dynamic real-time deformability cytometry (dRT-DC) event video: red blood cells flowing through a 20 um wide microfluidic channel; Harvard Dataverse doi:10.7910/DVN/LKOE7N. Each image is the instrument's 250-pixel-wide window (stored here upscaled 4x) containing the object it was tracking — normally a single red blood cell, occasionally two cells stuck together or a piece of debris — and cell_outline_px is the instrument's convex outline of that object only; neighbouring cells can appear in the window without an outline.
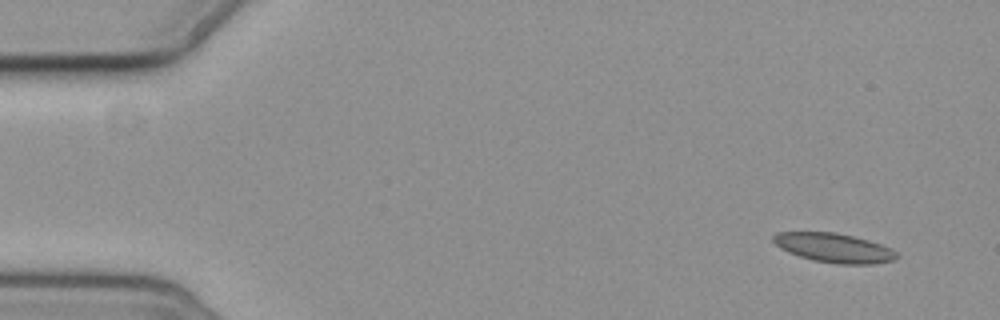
{"species": "common noctule bat (a hibernating species)", "species_latin": "Nyctalus noctula", "temperature_condition": "cold", "stored_images_in_passage": 6, "camera_frame_rate_fps": 3000, "um_per_image_px": 0.085, "animal": {"sex": "female", "body_mass_g": 19.3, "forearm_length_mm": 54.1}, "frame": {"image": 1, "passage_image": 1, "time_ms": 0.0, "image_size_px": [1000, 320], "cell_outline_px": [[900, 256], [896, 260], [872, 264], [836, 264], [812, 260], [788, 252], [780, 248], [772, 240], [772, 236], [776, 232], [836, 232], [868, 240], [892, 248]], "centroid_in_image_um": [70.9, 21.07], "position_along_channel_um": 14.1, "area_um2": 21.15}}
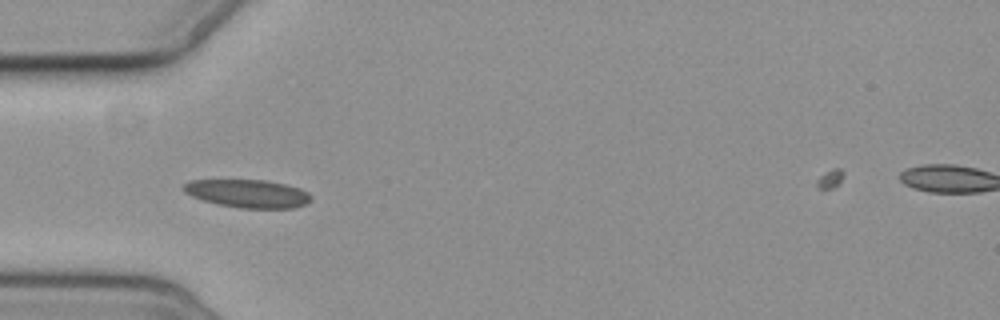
{"frame": {"image": 2, "passage_image": 5, "time_ms": 5.0, "image_size_px": [1000, 320], "cell_outline_px": [[312, 200], [308, 204], [296, 208], [240, 208], [216, 204], [192, 196], [184, 192], [180, 188], [188, 180], [264, 180], [284, 184], [300, 188], [308, 192], [312, 196]], "centroid_in_image_um": [21.08, 16.46], "position_along_channel_um": 63.9, "area_um2": 21.1}}
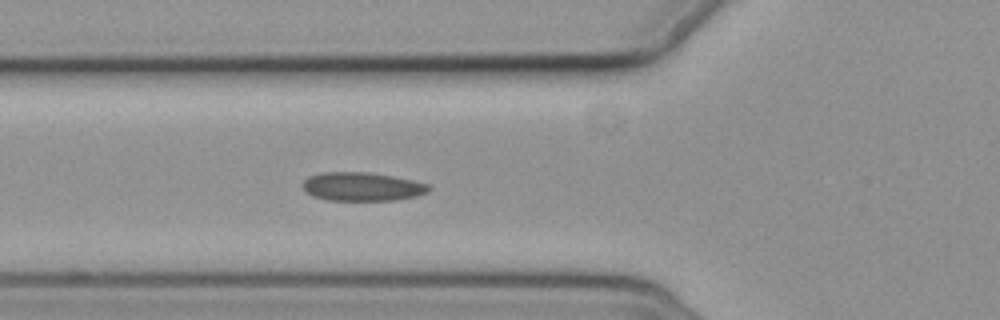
{"frame": {"image": 3, "passage_image": 6, "time_ms": 6.0, "image_size_px": [1000, 320], "cell_outline_px": [[432, 188], [428, 192], [416, 196], [396, 200], [328, 200], [312, 196], [304, 188], [304, 180], [308, 176], [320, 172], [368, 172], [392, 176], [412, 180], [428, 184]], "centroid_in_image_um": [30.79, 15.86], "position_along_channel_um": 95.0, "area_um2": 20.98}}